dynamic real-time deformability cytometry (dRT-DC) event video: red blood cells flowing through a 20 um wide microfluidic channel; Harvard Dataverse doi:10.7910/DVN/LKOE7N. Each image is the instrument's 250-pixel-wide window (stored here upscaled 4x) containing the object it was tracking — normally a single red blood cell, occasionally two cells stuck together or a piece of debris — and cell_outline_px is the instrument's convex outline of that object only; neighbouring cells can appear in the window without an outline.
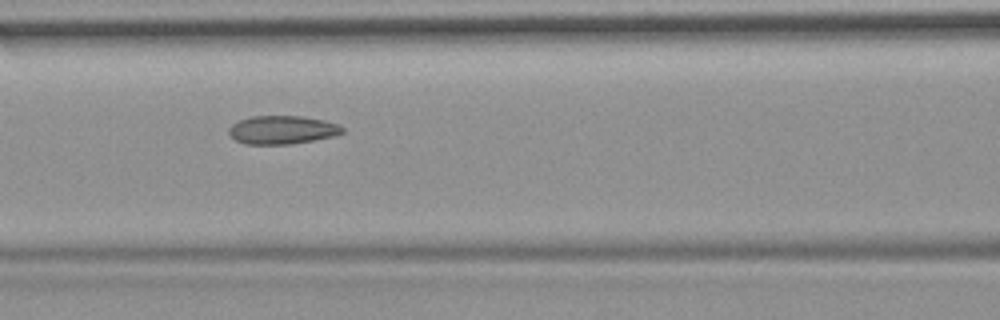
{"species": "common noctule bat (a hibernating species)", "species_latin": "Nyctalus noctula", "temperature_condition": "room temperature", "stored_images_in_passage": 14, "camera_frame_rate_fps": 3000, "um_per_image_px": 0.085, "animal": {"sex": "female", "body_mass_g": 19.9}, "frame": {"image": 1, "passage_image": 5, "time_ms": 5.333, "image_size_px": [1000, 320], "cell_outline_px": [[344, 132], [336, 136], [288, 144], [244, 144], [236, 140], [228, 132], [228, 128], [232, 124], [240, 120], [252, 116], [304, 116], [324, 120], [336, 124], [344, 128]], "centroid_in_image_um": [23.99, 11.03], "position_along_channel_um": 142.6, "area_um2": 18.73}}